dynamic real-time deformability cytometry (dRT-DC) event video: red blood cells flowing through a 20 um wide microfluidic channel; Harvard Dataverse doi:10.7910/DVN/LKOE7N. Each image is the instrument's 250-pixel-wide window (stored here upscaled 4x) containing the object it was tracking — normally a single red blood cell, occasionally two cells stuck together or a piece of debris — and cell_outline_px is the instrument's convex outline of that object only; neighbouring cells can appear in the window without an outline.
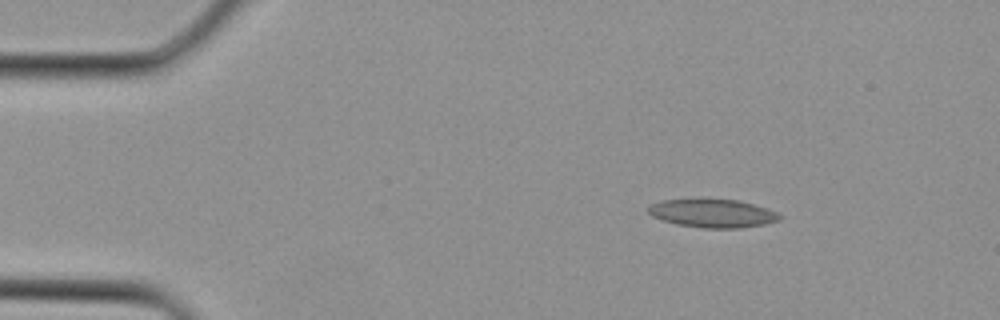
{"species": "Egyptian fruit bat (a non-hibernating species)", "species_latin": "Rousettus aegyptiacus", "temperature_condition": "cold", "stored_images_in_passage": 2, "camera_frame_rate_fps": 3000, "um_per_image_px": 0.085, "animal": {"sex": "female"}, "frame": {"image": 1, "passage_image": 1, "time_ms": 0.0, "image_size_px": [1000, 320], "cell_outline_px": [[780, 220], [764, 224], [740, 228], [704, 228], [676, 224], [652, 216], [648, 212], [648, 204], [660, 200], [740, 200], [768, 208], [776, 212], [780, 216]], "centroid_in_image_um": [60.57, 18.13], "position_along_channel_um": 24.4, "area_um2": 21.5}}